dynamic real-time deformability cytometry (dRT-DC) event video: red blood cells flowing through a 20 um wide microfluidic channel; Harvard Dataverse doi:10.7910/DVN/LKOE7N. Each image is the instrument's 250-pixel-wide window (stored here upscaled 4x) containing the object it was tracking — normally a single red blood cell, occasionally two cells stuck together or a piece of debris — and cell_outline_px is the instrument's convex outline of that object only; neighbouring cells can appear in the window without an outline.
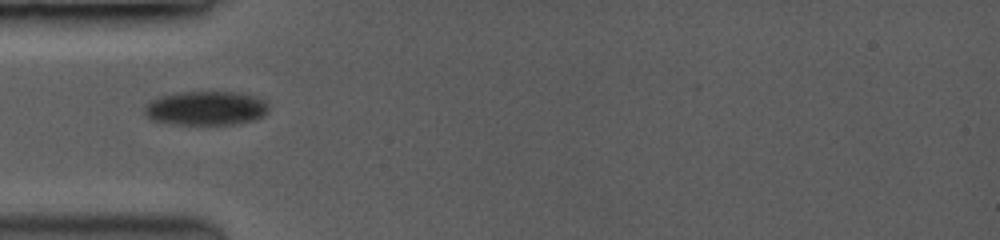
{"species": "common noctule bat (a hibernating species)", "species_latin": "Nyctalus noctula", "temperature_condition": "room temperature", "stored_images_in_passage": 27, "camera_frame_rate_fps": 3500, "um_per_image_px": 0.085, "animal": {"sex": "female", "body_mass_g": 19.0, "forearm_length_mm": 53.3}, "frame": {"image": 1, "passage_image": 1, "time_ms": 0.0, "image_size_px": [1000, 240], "cell_outline_px": [[268, 108], [256, 120], [232, 124], [172, 124], [152, 120], [144, 112], [144, 108], [152, 100], [164, 96], [184, 92], [232, 92], [252, 96], [260, 100]], "centroid_in_image_um": [17.45, 9.21], "position_along_channel_um": 67.5, "area_um2": 23.87}}
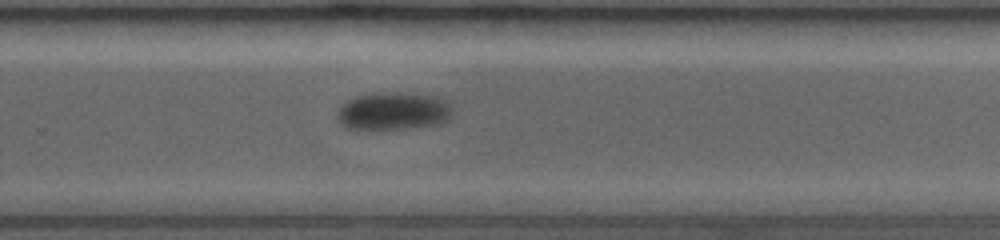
{"frame": {"image": 2, "passage_image": 15, "time_ms": 6.0, "image_size_px": [1000, 240], "cell_outline_px": [[448, 116], [440, 124], [404, 128], [348, 128], [340, 124], [336, 120], [336, 112], [348, 100], [356, 96], [372, 92], [396, 92], [432, 96], [444, 100], [448, 108]], "centroid_in_image_um": [33.31, 9.43], "position_along_channel_um": 296.5, "area_um2": 24.68}}
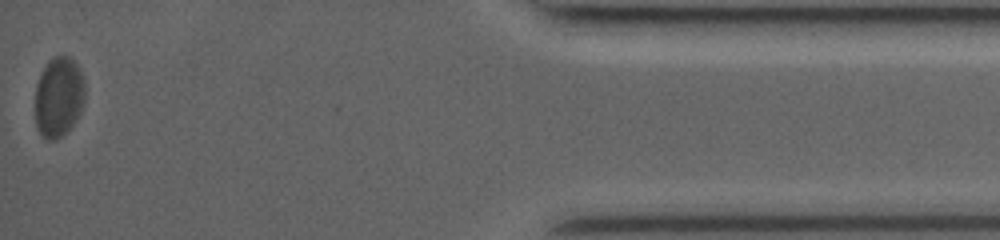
{"frame": {"image": 3, "passage_image": 27, "time_ms": 11.143, "image_size_px": [1000, 240], "cell_outline_px": [[84, 104], [80, 116], [56, 140], [48, 140], [36, 128], [36, 84], [40, 72], [48, 60], [52, 56], [72, 56], [84, 80]], "centroid_in_image_um": [4.99, 8.2], "position_along_channel_um": 430.2, "area_um2": 23.35}, "authors_computed_cell_mechanics": {"area_um2": 24.7384, "velocity_mm_per_s": 3.8235, "shape_relaxation_time_tau1_ms": 2.4427, "shape_relaxation_time_tau2_ms": null, "deformation_change_tau1": 0.0458, "deformation_change_tau2": null}}